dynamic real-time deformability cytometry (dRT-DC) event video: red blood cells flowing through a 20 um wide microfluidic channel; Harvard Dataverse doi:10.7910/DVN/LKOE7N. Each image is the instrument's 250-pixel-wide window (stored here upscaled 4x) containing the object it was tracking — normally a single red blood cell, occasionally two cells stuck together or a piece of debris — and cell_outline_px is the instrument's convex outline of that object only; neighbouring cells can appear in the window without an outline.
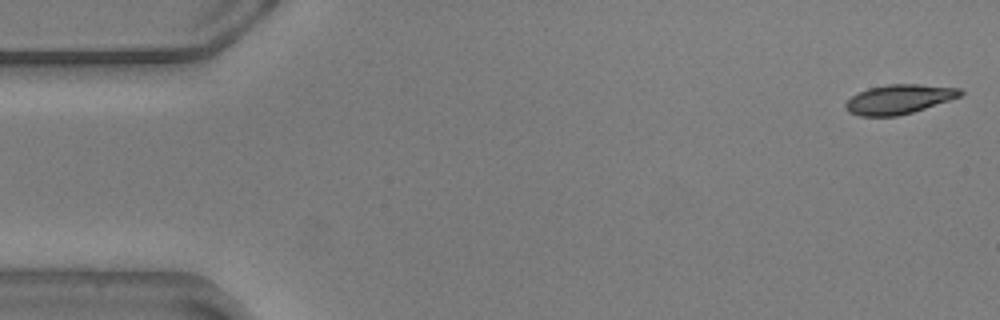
{"species": "common noctule bat (a hibernating species)", "species_latin": "Nyctalus noctula", "temperature_condition": "warm", "stored_images_in_passage": 55, "camera_frame_rate_fps": 3000, "um_per_image_px": 0.085, "animal": {"sex": "male", "body_mass_g": 20.5, "forearm_length_mm": 52.5}, "frame": {"image": 1, "passage_image": 1, "time_ms": 0.0, "image_size_px": [1000, 320], "cell_outline_px": [[964, 92], [960, 96], [912, 112], [896, 116], [860, 116], [848, 112], [844, 108], [844, 104], [852, 96], [868, 88], [888, 84], [920, 84], [960, 88]], "centroid_in_image_um": [76.38, 8.43], "position_along_channel_um": 8.6, "area_um2": 19.48}}
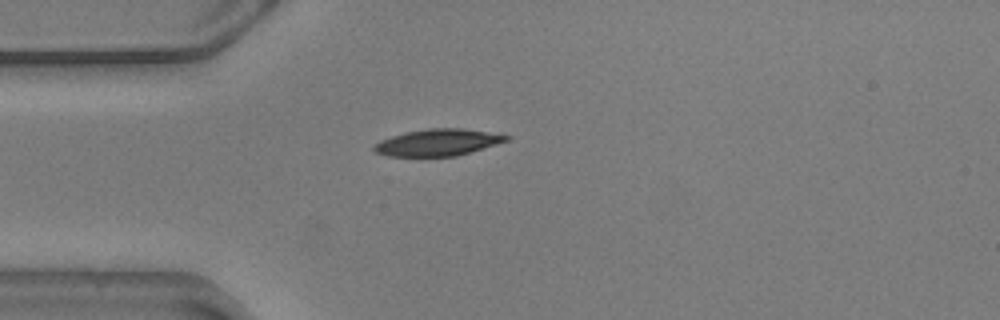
{"frame": {"image": 2, "passage_image": 14, "time_ms": 4.333, "image_size_px": [1000, 320], "cell_outline_px": [[512, 136], [508, 140], [496, 144], [456, 156], [388, 156], [376, 152], [372, 148], [380, 140], [404, 132], [428, 128], [464, 128]], "centroid_in_image_um": [37.21, 12.1], "position_along_channel_um": 47.8, "area_um2": 20.46}}
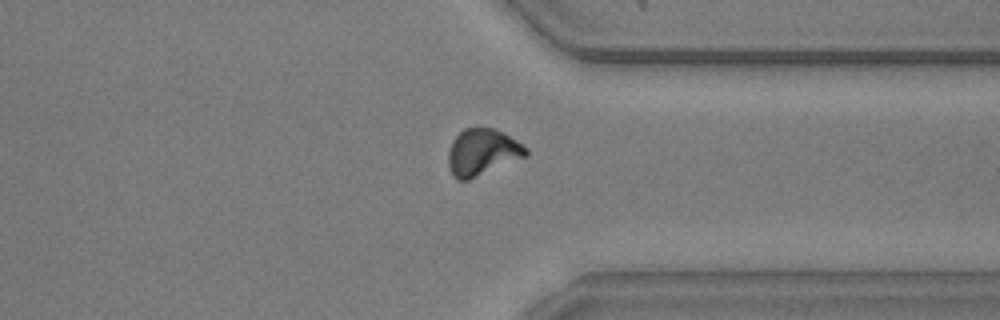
{"frame": {"image": 3, "passage_image": 42, "time_ms": 13.667, "image_size_px": [1000, 320], "cell_outline_px": [[528, 156], [468, 180], [456, 180], [452, 176], [448, 164], [448, 152], [452, 140], [464, 128], [492, 128], [504, 132], [528, 148]], "centroid_in_image_um": [41.0, 12.94], "position_along_channel_um": 370.4, "area_um2": 21.21}, "authors_computed_cell_mechanics": {"area_um2": 20.4612, "velocity_mm_per_s": 3.5813, "shape_relaxation_time_tau1_ms": 3.5036, "shape_relaxation_time_tau2_ms": 2.8108, "deformation_change_tau1": 0.1713, "deformation_change_tau2": 0.0844}}